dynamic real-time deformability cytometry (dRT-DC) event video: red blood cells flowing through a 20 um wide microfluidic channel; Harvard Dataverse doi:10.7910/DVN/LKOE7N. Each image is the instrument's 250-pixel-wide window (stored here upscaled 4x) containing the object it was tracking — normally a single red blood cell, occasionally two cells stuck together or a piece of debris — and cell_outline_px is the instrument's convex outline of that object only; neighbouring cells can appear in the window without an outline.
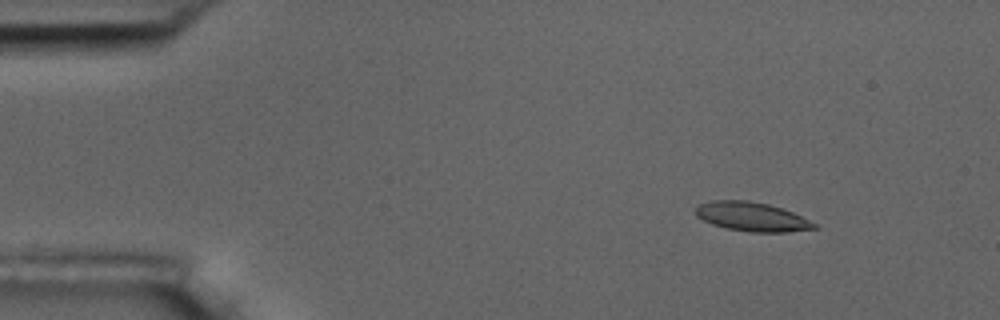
{"species": "common noctule bat (a hibernating species)", "species_latin": "Nyctalus noctula", "temperature_condition": "room temperature", "stored_images_in_passage": 6, "camera_frame_rate_fps": 3000, "um_per_image_px": 0.085, "animal": {"sex": "male", "body_mass_g": 17.5, "forearm_length_mm": 52.3}, "frame": {"image": 1, "passage_image": 2, "time_ms": 1.333, "image_size_px": [1000, 320], "cell_outline_px": [[816, 228], [788, 232], [748, 232], [728, 228], [712, 224], [696, 216], [696, 208], [700, 204], [712, 200], [748, 200], [768, 204], [792, 212], [816, 224]], "centroid_in_image_um": [63.88, 18.42], "position_along_channel_um": 21.1, "area_um2": 19.83}}
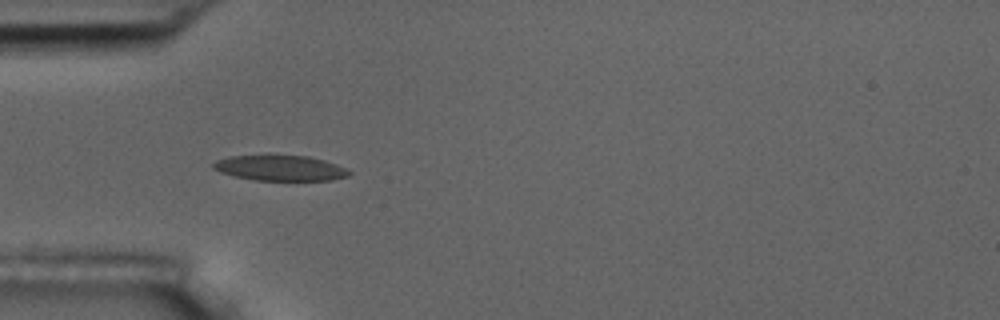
{"frame": {"image": 2, "passage_image": 5, "time_ms": 4.667, "image_size_px": [1000, 320], "cell_outline_px": [[352, 172], [348, 176], [332, 180], [256, 180], [236, 176], [220, 172], [212, 168], [212, 164], [216, 160], [232, 156], [268, 152], [308, 156], [324, 160], [336, 164]], "centroid_in_image_um": [23.78, 14.23], "position_along_channel_um": 61.2, "area_um2": 20.87}}